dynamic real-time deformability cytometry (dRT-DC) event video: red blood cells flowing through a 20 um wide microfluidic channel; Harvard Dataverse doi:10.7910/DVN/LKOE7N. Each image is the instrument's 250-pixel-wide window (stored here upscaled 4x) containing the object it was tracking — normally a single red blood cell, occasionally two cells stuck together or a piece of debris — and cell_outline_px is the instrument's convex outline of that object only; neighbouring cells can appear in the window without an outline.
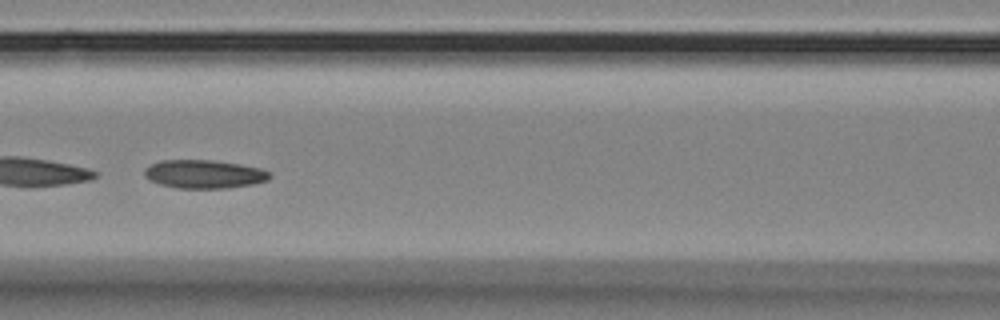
{"species": "Egyptian fruit bat (a non-hibernating species)", "species_latin": "Rousettus aegyptiacus", "temperature_condition": "room temperature", "stored_images_in_passage": 56, "camera_frame_rate_fps": 3000, "um_per_image_px": 0.085, "animal": {"sex": "female"}, "frame": {"image": 1, "passage_image": 25, "time_ms": 8.0, "image_size_px": [1000, 320], "cell_outline_px": [[272, 176], [268, 180], [252, 184], [224, 188], [176, 188], [160, 184], [148, 180], [144, 176], [144, 168], [160, 160], [212, 160], [240, 164], [260, 168], [268, 172]], "centroid_in_image_um": [17.31, 14.8], "position_along_channel_um": 149.3, "area_um2": 20.75}}
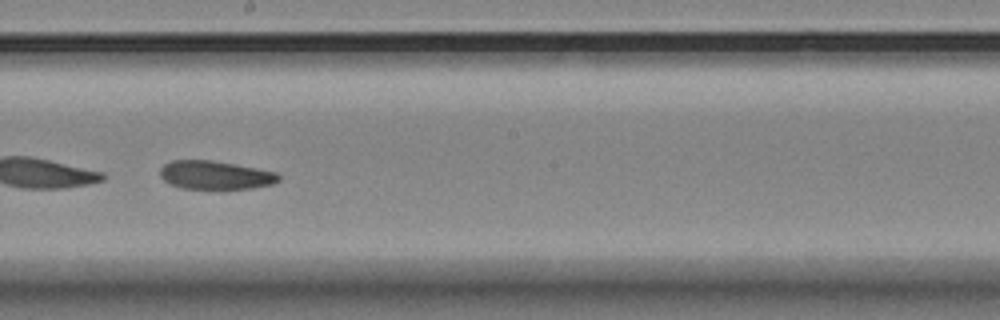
{"frame": {"image": 2, "passage_image": 32, "time_ms": 10.333, "image_size_px": [1000, 320], "cell_outline_px": [[280, 180], [272, 184], [252, 188], [180, 188], [168, 184], [160, 176], [160, 168], [164, 164], [172, 160], [208, 160], [256, 168], [276, 172], [280, 176]], "centroid_in_image_um": [18.26, 14.88], "position_along_channel_um": 229.9, "area_um2": 19.48}}